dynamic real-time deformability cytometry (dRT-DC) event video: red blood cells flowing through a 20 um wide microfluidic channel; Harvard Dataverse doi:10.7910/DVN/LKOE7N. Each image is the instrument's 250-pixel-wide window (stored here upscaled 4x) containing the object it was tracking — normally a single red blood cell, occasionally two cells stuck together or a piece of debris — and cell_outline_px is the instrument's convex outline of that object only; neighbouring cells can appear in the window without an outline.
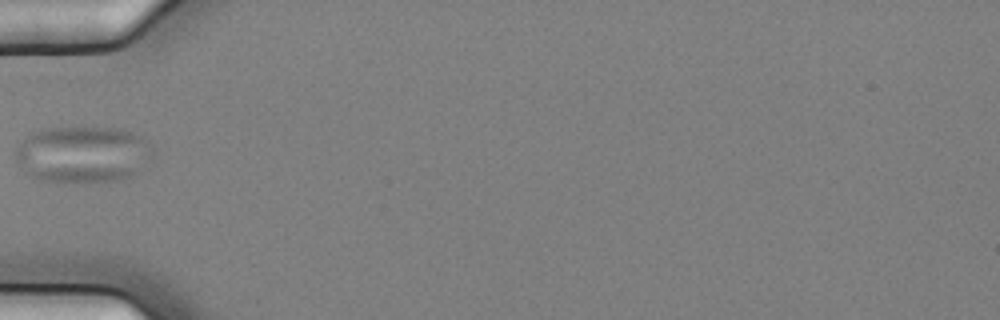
{"species": "common noctule bat (a hibernating species)", "species_latin": "Nyctalus noctula", "temperature_condition": "cold", "stored_images_in_passage": 5, "camera_frame_rate_fps": 3000, "um_per_image_px": 0.085, "animal": {"sex": "female", "body_mass_g": 25.1}, "frame": {"image": 1, "passage_image": 5, "time_ms": 1.333, "image_size_px": [1000, 320], "cell_outline_px": [[152, 152], [148, 168], [124, 180], [64, 184], [40, 180], [24, 172], [16, 160], [12, 152], [32, 132], [40, 128], [120, 128], [132, 132], [140, 136], [144, 140]], "centroid_in_image_um": [7.03, 13.16], "position_along_channel_um": 78.0, "area_um2": 46.24}}